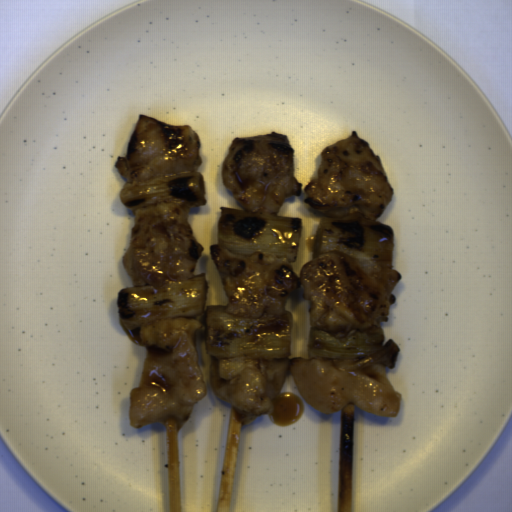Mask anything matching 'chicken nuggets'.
<instances>
[{
    "mask_svg": "<svg viewBox=\"0 0 512 512\" xmlns=\"http://www.w3.org/2000/svg\"><path fill=\"white\" fill-rule=\"evenodd\" d=\"M209 252L229 301L225 312L255 319L284 315L289 294L302 289V300L310 303V328L336 338L347 337L351 330L382 329L402 278L401 272L380 267L363 251L341 242L325 245L303 264L299 276L292 261L263 250L243 256L216 243Z\"/></svg>",
    "mask_w": 512,
    "mask_h": 512,
    "instance_id": "1",
    "label": "chicken nuggets"
},
{
    "mask_svg": "<svg viewBox=\"0 0 512 512\" xmlns=\"http://www.w3.org/2000/svg\"><path fill=\"white\" fill-rule=\"evenodd\" d=\"M288 371L302 398L322 414L350 403L382 417L399 416L403 394L396 391L386 367L350 370L341 359L279 358L272 361L236 355H210L209 384L216 398L231 405L242 426L263 414H274Z\"/></svg>",
    "mask_w": 512,
    "mask_h": 512,
    "instance_id": "2",
    "label": "chicken nuggets"
},
{
    "mask_svg": "<svg viewBox=\"0 0 512 512\" xmlns=\"http://www.w3.org/2000/svg\"><path fill=\"white\" fill-rule=\"evenodd\" d=\"M197 318L175 316L139 326V339L147 350L139 385L129 395L132 427L164 424L173 416L178 432L189 421L193 406L207 396L195 344L196 332L206 333L207 324Z\"/></svg>",
    "mask_w": 512,
    "mask_h": 512,
    "instance_id": "3",
    "label": "chicken nuggets"
},
{
    "mask_svg": "<svg viewBox=\"0 0 512 512\" xmlns=\"http://www.w3.org/2000/svg\"><path fill=\"white\" fill-rule=\"evenodd\" d=\"M317 178L306 183L304 203L329 218L355 211L378 220L391 203L395 188L368 141L356 130L320 152Z\"/></svg>",
    "mask_w": 512,
    "mask_h": 512,
    "instance_id": "4",
    "label": "chicken nuggets"
},
{
    "mask_svg": "<svg viewBox=\"0 0 512 512\" xmlns=\"http://www.w3.org/2000/svg\"><path fill=\"white\" fill-rule=\"evenodd\" d=\"M192 207L180 202H159L135 210L129 245L122 265L134 287L166 290L170 282L195 277L203 245L193 236L188 217Z\"/></svg>",
    "mask_w": 512,
    "mask_h": 512,
    "instance_id": "5",
    "label": "chicken nuggets"
},
{
    "mask_svg": "<svg viewBox=\"0 0 512 512\" xmlns=\"http://www.w3.org/2000/svg\"><path fill=\"white\" fill-rule=\"evenodd\" d=\"M288 135L271 131L232 139L221 167V181L244 212L278 216L286 198L302 195L294 176Z\"/></svg>",
    "mask_w": 512,
    "mask_h": 512,
    "instance_id": "6",
    "label": "chicken nuggets"
},
{
    "mask_svg": "<svg viewBox=\"0 0 512 512\" xmlns=\"http://www.w3.org/2000/svg\"><path fill=\"white\" fill-rule=\"evenodd\" d=\"M201 147L193 127L164 123L138 113L126 156H117L114 168L127 183L190 173L203 163Z\"/></svg>",
    "mask_w": 512,
    "mask_h": 512,
    "instance_id": "7",
    "label": "chicken nuggets"
}]
</instances>
